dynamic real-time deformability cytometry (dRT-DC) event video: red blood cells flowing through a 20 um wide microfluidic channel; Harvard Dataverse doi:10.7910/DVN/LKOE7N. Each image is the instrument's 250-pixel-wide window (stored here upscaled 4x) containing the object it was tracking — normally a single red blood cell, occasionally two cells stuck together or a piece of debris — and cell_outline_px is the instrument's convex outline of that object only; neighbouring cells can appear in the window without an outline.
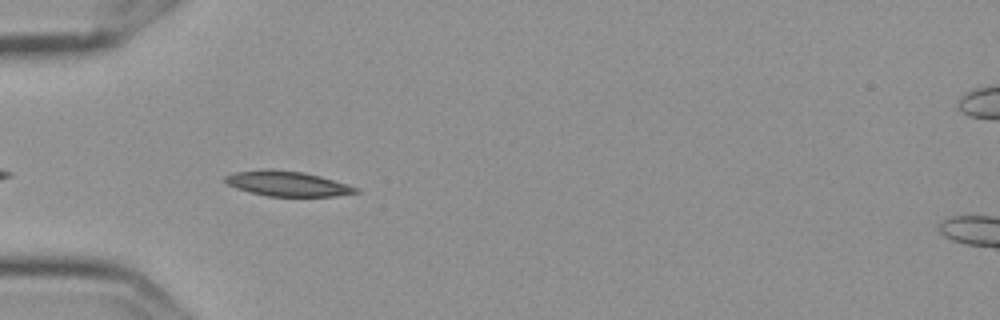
{"species": "Egyptian fruit bat (a non-hibernating species)", "species_latin": "Rousettus aegyptiacus", "temperature_condition": "cold", "stored_images_in_passage": 43, "camera_frame_rate_fps": 3000, "um_per_image_px": 0.085, "frame": {"image": 1, "passage_image": 4, "time_ms": 1.0, "image_size_px": [1000, 320], "cell_outline_px": [[360, 192], [336, 196], [268, 196], [236, 188], [228, 184], [224, 180], [224, 176], [232, 172], [268, 168], [272, 168], [304, 172], [320, 176], [360, 188]], "centroid_in_image_um": [24.42, 15.59], "position_along_channel_um": 60.6, "area_um2": 19.19}}
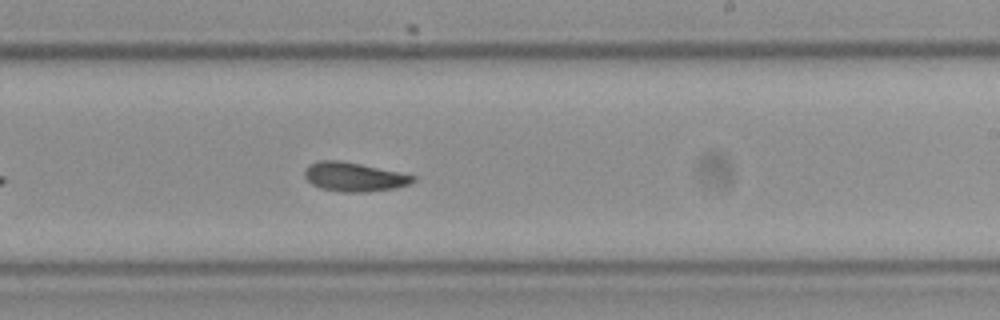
{"frame": {"image": 2, "passage_image": 21, "time_ms": 6.667, "image_size_px": [1000, 320], "cell_outline_px": [[416, 180], [408, 184], [396, 188], [364, 192], [340, 192], [320, 188], [312, 184], [304, 176], [304, 172], [308, 164], [320, 160], [340, 160], [360, 164], [416, 176]], "centroid_in_image_um": [30.06, 15.04], "position_along_channel_um": 258.9, "area_um2": 18.26}}
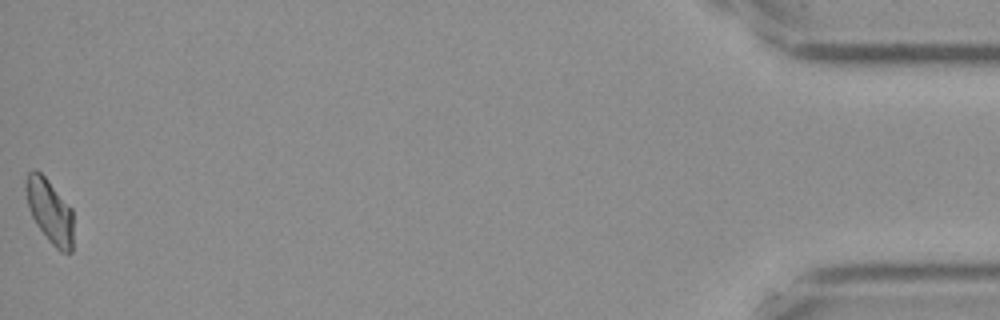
{"frame": {"image": 3, "passage_image": 43, "time_ms": 14.0, "image_size_px": [1000, 320], "cell_outline_px": [[72, 252], [60, 252], [48, 240], [36, 224], [28, 208], [24, 188], [24, 184], [28, 172], [36, 168], [44, 176], [72, 208]], "centroid_in_image_um": [4.2, 17.92], "position_along_channel_um": 431.0, "area_um2": 17.74}, "authors_computed_cell_mechanics": {"area_um2": 18.1492, "velocity_mm_per_s": 3.5821, "shape_relaxation_time_tau1_ms": null, "shape_relaxation_time_tau2_ms": 4.4534, "deformation_change_tau1": null, "deformation_change_tau2": 0.1039}}